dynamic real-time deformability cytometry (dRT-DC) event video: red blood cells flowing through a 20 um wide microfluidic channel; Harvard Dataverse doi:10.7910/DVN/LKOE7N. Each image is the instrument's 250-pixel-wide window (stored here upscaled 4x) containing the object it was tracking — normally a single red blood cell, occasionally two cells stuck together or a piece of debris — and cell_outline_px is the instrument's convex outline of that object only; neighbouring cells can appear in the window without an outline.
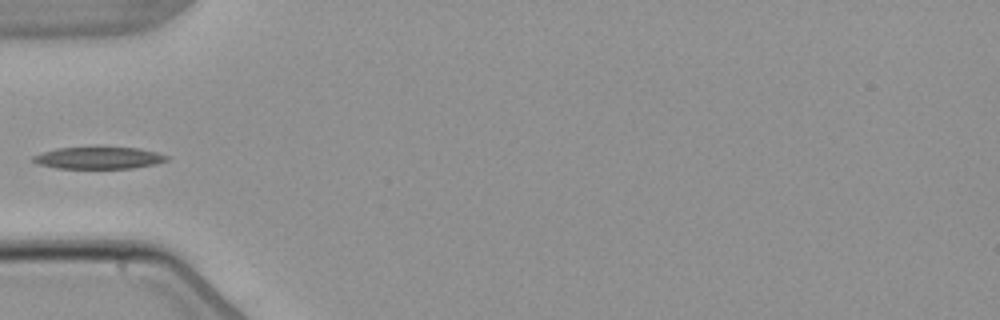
{"species": "common noctule bat (a hibernating species)", "species_latin": "Nyctalus noctula", "temperature_condition": "warm", "stored_images_in_passage": 5, "camera_frame_rate_fps": 3000, "um_per_image_px": 0.085, "animal": {"sex": "male", "body_mass_g": 21.5, "forearm_length_mm": 52.0}, "frame": {"image": 1, "passage_image": 5, "time_ms": 5.667, "image_size_px": [1000, 320], "cell_outline_px": [[168, 160], [156, 164], [132, 168], [56, 168], [40, 164], [32, 160], [32, 156], [56, 148], [136, 148], [156, 152], [168, 156]], "centroid_in_image_um": [8.4, 13.43], "position_along_channel_um": 76.6, "area_um2": 16.7}}